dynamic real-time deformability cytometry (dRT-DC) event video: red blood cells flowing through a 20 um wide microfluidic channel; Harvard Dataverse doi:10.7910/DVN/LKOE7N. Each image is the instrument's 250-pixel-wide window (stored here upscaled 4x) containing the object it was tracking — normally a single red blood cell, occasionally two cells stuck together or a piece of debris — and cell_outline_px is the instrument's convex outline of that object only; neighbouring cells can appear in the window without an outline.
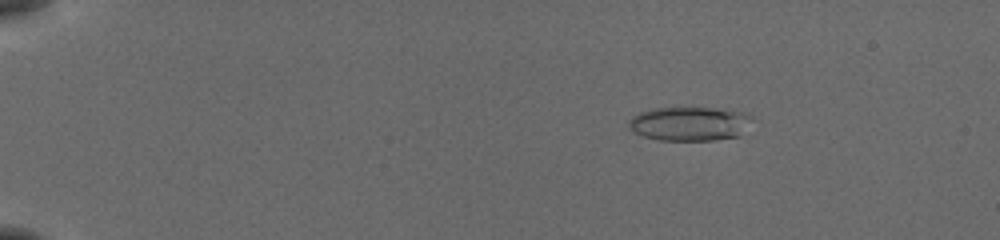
{"species": "common noctule bat (a hibernating species)", "species_latin": "Nyctalus noctula", "temperature_condition": "cold", "stored_images_in_passage": 56, "camera_frame_rate_fps": 3000, "um_per_image_px": 0.085, "animal": {"sex": "female", "body_mass_g": 19.5, "forearm_length_mm": 54.1}, "frame": {"image": 1, "passage_image": 10, "time_ms": 3.0, "image_size_px": [1000, 240], "cell_outline_px": [[752, 116], [740, 136], [712, 140], [660, 140], [644, 136], [628, 128], [628, 120], [632, 116], [640, 112], [656, 108], [712, 108], [740, 112]], "centroid_in_image_um": [58.56, 10.52], "position_along_channel_um": 26.4, "area_um2": 24.1}}
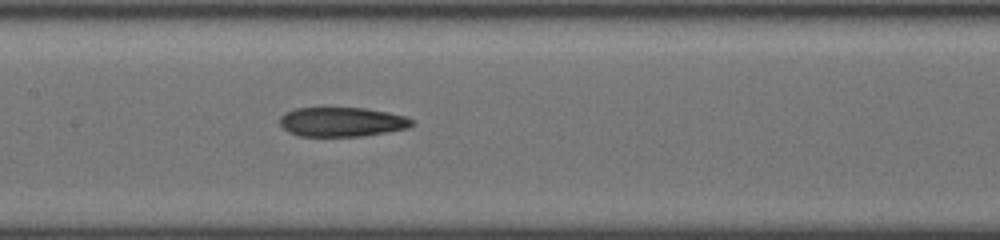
{"frame": {"image": 2, "passage_image": 30, "time_ms": 9.667, "image_size_px": [1000, 240], "cell_outline_px": [[412, 124], [408, 128], [360, 136], [300, 136], [288, 132], [280, 124], [280, 116], [284, 112], [296, 108], [324, 104], [364, 108], [388, 112], [404, 116], [412, 120]], "centroid_in_image_um": [28.96, 10.3], "position_along_channel_um": 178.4, "area_um2": 23.41}}
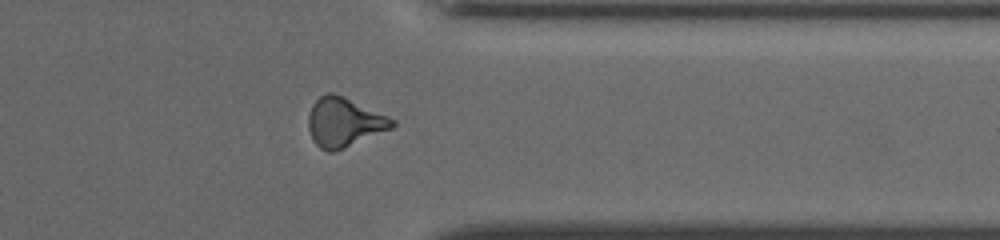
{"frame": {"image": 3, "passage_image": 46, "time_ms": 15.0, "image_size_px": [1000, 240], "cell_outline_px": [[396, 124], [392, 128], [344, 148], [332, 152], [328, 152], [320, 148], [312, 140], [308, 128], [308, 116], [312, 104], [320, 96], [328, 92], [332, 92], [344, 96], [388, 116], [396, 120]], "centroid_in_image_um": [29.23, 10.38], "position_along_channel_um": 382.2, "area_um2": 24.04}, "authors_computed_cell_mechanics": {"area_um2": 23.2934, "velocity_mm_per_s": 3.866, "shape_relaxation_time_tau1_ms": 9.85, "shape_relaxation_time_tau2_ms": 4.2624, "deformation_change_tau1": 0.2396, "deformation_change_tau2": 0.1411}}